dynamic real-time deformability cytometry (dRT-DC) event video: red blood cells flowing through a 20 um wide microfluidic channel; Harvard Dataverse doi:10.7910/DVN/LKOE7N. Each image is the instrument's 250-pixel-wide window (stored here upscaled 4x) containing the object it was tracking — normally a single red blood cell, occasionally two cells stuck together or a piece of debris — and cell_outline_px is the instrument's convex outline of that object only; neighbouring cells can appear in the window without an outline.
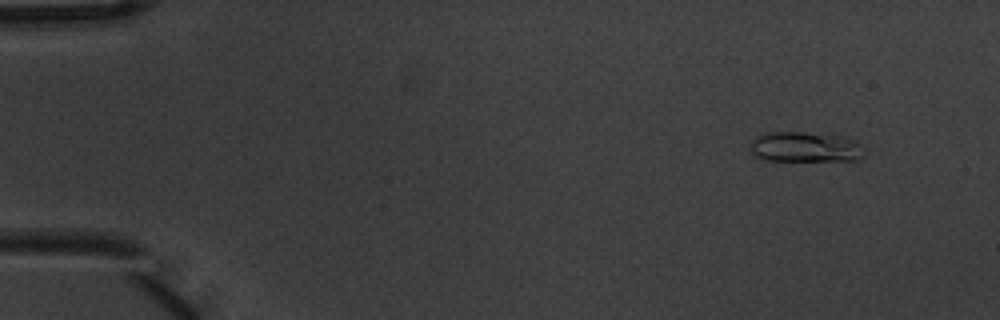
{"species": "common noctule bat (a hibernating species)", "species_latin": "Nyctalus noctula", "temperature_condition": "warm", "stored_images_in_passage": 5, "camera_frame_rate_fps": 3000, "um_per_image_px": 0.085, "animal": {"sex": "male", "body_mass_g": 20.1, "forearm_length_mm": 53.5}, "frame": {"image": 1, "passage_image": 2, "time_ms": 0.333, "image_size_px": [1000, 320], "cell_outline_px": [[864, 156], [860, 160], [764, 160], [756, 156], [748, 148], [752, 140], [756, 136], [764, 132], [804, 132], [844, 136], [856, 140], [860, 144], [864, 152]], "centroid_in_image_um": [68.44, 12.48], "position_along_channel_um": 16.6, "area_um2": 20.35}}